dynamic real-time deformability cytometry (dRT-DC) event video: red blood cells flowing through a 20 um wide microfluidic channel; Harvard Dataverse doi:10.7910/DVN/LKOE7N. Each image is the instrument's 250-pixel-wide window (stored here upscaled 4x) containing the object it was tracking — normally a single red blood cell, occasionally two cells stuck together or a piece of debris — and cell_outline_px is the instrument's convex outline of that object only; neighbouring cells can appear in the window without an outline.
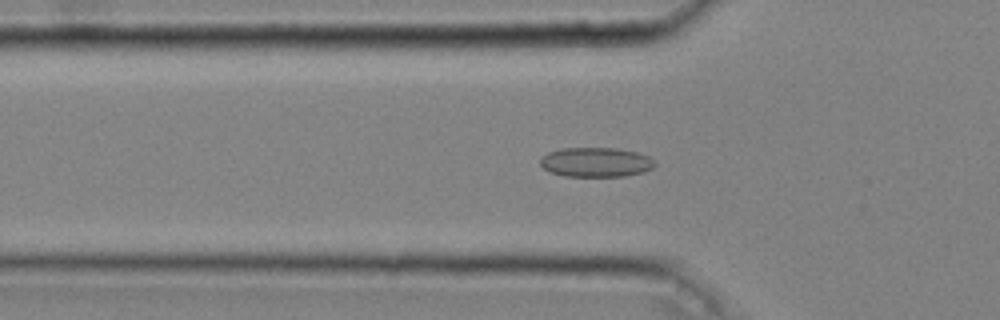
{"species": "common noctule bat (a hibernating species)", "species_latin": "Nyctalus noctula", "temperature_condition": "cold", "stored_images_in_passage": 37, "camera_frame_rate_fps": 3000, "um_per_image_px": 0.085, "animal": {"sex": "male", "body_mass_g": 20.4}, "frame": {"image": 1, "passage_image": 6, "time_ms": 1.667, "image_size_px": [1000, 320], "cell_outline_px": [[656, 164], [652, 168], [644, 172], [624, 176], [564, 176], [552, 172], [544, 168], [540, 164], [540, 160], [548, 152], [560, 148], [616, 148], [636, 152], [648, 156]], "centroid_in_image_um": [50.65, 13.78], "position_along_channel_um": 75.1, "area_um2": 19.59}}
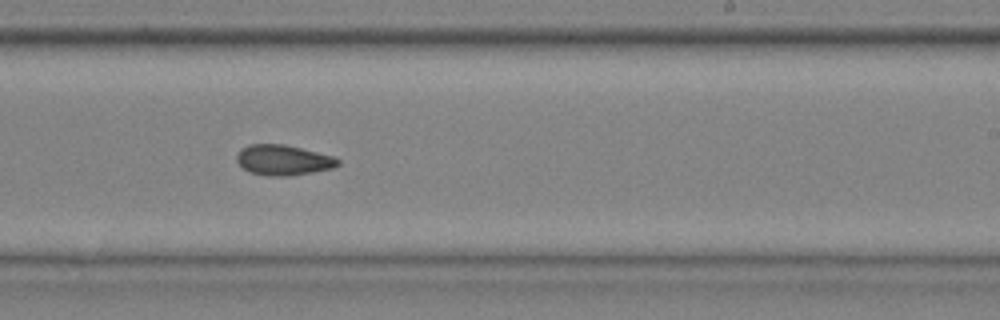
{"frame": {"image": 2, "passage_image": 20, "time_ms": 6.333, "image_size_px": [1000, 320], "cell_outline_px": [[340, 164], [332, 168], [312, 172], [288, 176], [268, 176], [252, 172], [244, 168], [236, 160], [236, 156], [240, 148], [248, 144], [284, 144], [332, 156], [340, 160]], "centroid_in_image_um": [24.05, 13.6], "position_along_channel_um": 264.9, "area_um2": 17.74}}
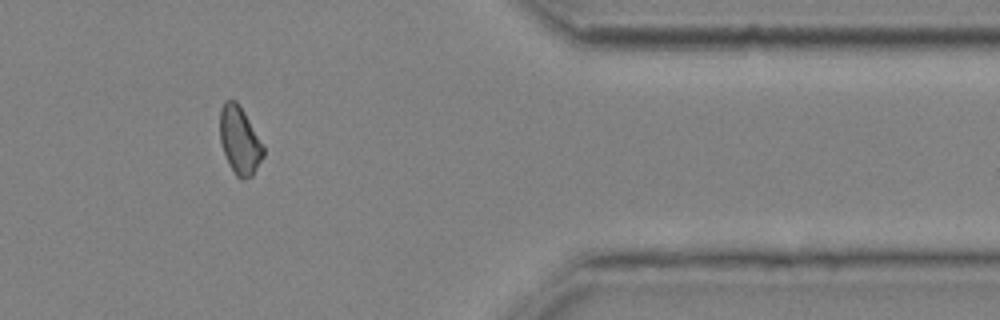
{"frame": {"image": 3, "passage_image": 31, "time_ms": 10.0, "image_size_px": [1000, 320], "cell_outline_px": [[264, 156], [252, 176], [244, 180], [240, 180], [236, 176], [228, 164], [220, 140], [220, 108], [224, 100], [236, 100], [244, 112], [264, 148]], "centroid_in_image_um": [20.35, 11.96], "position_along_channel_um": 391.0, "area_um2": 17.05}, "authors_computed_cell_mechanics": {"area_um2": 17.9758, "velocity_mm_per_s": 4.0734, "shape_relaxation_time_tau1_ms": null, "shape_relaxation_time_tau2_ms": 4.3273, "deformation_change_tau1": null, "deformation_change_tau2": 0.0942}}